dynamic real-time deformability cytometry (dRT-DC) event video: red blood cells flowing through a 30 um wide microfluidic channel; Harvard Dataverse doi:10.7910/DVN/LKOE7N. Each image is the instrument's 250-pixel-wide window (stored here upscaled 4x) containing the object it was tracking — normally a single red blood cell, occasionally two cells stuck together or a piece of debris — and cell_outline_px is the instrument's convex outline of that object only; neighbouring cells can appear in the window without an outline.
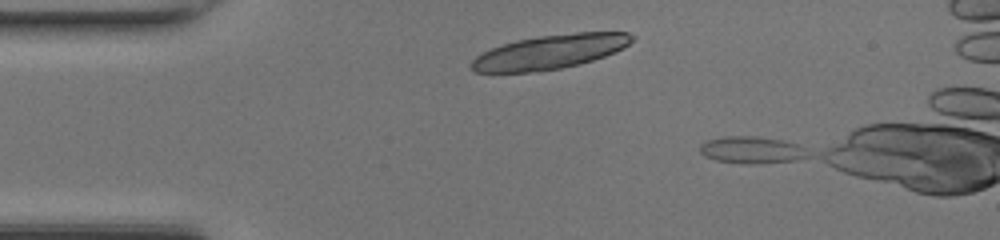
{"species": "common noctule bat (a hibernating species)", "species_latin": "Nyctalus noctula", "temperature_condition": "room temperature", "stored_images_in_passage": 4, "camera_frame_rate_fps": 3000, "um_per_image_px": 0.085, "animal": {"sex": "female", "body_mass_g": 17.0, "forearm_length_mm": 48.0}, "frame": {"image": 1, "passage_image": 3, "time_ms": 0.667, "image_size_px": [1000, 240], "cell_outline_px": [[636, 36], [624, 48], [604, 56], [580, 64], [540, 72], [476, 72], [468, 68], [468, 64], [476, 56], [492, 48], [516, 40], [540, 36], [576, 32], [628, 32]], "centroid_in_image_um": [46.73, 4.42], "position_along_channel_um": 38.3, "area_um2": 32.02}}